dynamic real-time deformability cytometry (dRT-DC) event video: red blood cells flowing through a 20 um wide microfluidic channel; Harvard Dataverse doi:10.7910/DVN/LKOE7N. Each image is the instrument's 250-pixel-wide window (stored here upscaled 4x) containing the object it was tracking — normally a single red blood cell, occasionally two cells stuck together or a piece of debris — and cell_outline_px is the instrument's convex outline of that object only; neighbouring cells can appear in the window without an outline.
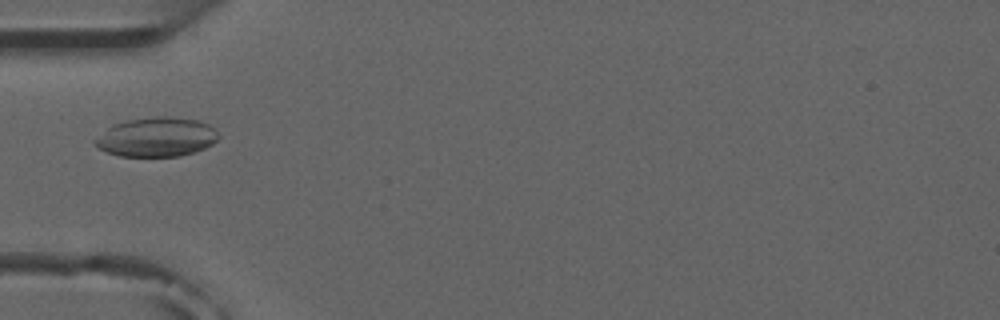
{"species": "common noctule bat (a hibernating species)", "species_latin": "Nyctalus noctula", "temperature_condition": "room temperature", "stored_images_in_passage": 3, "camera_frame_rate_fps": 3000, "um_per_image_px": 0.085, "animal": {"sex": "male", "forearm_length_mm": 52.5}, "frame": {"image": 1, "passage_image": 2, "time_ms": 1.0, "image_size_px": [1000, 320], "cell_outline_px": [[220, 136], [212, 144], [196, 152], [180, 156], [120, 156], [108, 152], [92, 144], [92, 140], [112, 124], [124, 120], [156, 116], [168, 116], [196, 120], [208, 124], [216, 128]], "centroid_in_image_um": [13.3, 11.64], "position_along_channel_um": 71.7, "area_um2": 28.55}}